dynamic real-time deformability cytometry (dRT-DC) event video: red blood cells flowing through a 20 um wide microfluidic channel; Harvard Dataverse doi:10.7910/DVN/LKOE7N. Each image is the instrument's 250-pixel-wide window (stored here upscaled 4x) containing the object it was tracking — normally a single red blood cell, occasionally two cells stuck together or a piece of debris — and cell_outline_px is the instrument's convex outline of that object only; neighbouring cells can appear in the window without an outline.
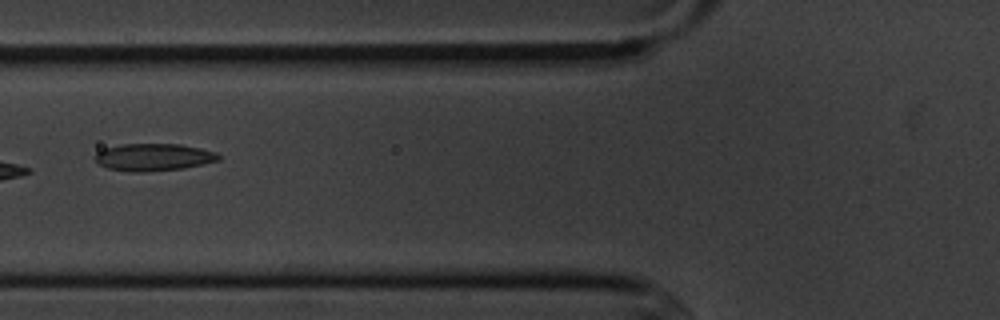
{"species": "common noctule bat (a hibernating species)", "species_latin": "Nyctalus noctula", "temperature_condition": "cold", "stored_images_in_passage": 10, "camera_frame_rate_fps": 3000, "um_per_image_px": 0.085, "animal": {"sex": "male", "body_mass_g": 20.1, "forearm_length_mm": 53.5}, "frame": {"image": 1, "passage_image": 7, "time_ms": 7.0, "image_size_px": [1000, 320], "cell_outline_px": [[220, 160], [204, 164], [184, 168], [144, 172], [132, 172], [108, 168], [100, 164], [92, 156], [96, 152], [104, 148], [120, 144], [180, 144], [200, 148], [216, 152], [220, 156]], "centroid_in_image_um": [13.04, 13.35], "position_along_channel_um": 112.8, "area_um2": 19.77}}
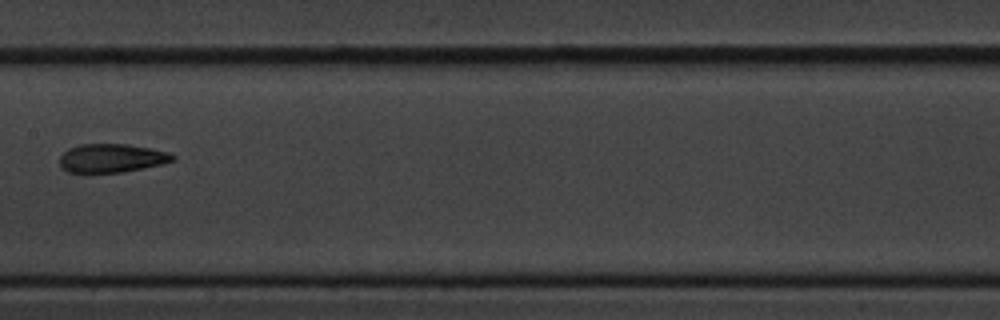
{"frame": {"image": 2, "passage_image": 9, "time_ms": 9.333, "image_size_px": [1000, 320], "cell_outline_px": [[176, 160], [164, 164], [120, 172], [68, 172], [60, 164], [60, 156], [68, 148], [80, 144], [128, 144], [152, 148], [168, 152], [176, 156]], "centroid_in_image_um": [9.54, 13.43], "position_along_channel_um": 197.9, "area_um2": 18.84}}
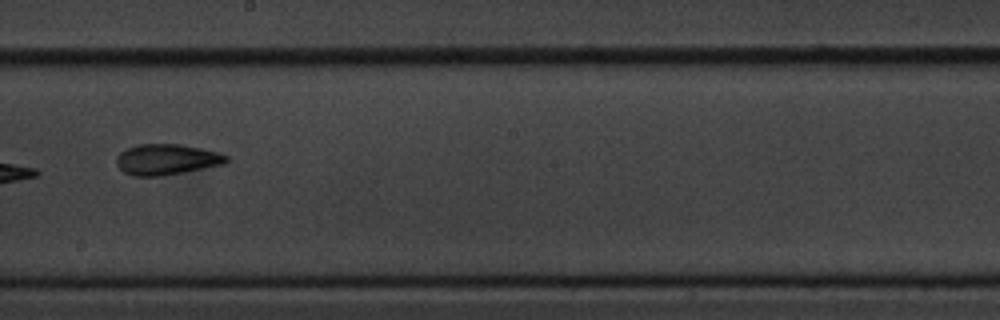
{"frame": {"image": 3, "passage_image": 10, "time_ms": 10.333, "image_size_px": [1000, 320], "cell_outline_px": [[228, 160], [224, 164], [160, 176], [132, 176], [124, 172], [116, 164], [116, 156], [120, 152], [128, 148], [140, 144], [180, 144], [220, 152], [228, 156]], "centroid_in_image_um": [14.15, 13.55], "position_along_channel_um": 234.0, "area_um2": 19.59}}